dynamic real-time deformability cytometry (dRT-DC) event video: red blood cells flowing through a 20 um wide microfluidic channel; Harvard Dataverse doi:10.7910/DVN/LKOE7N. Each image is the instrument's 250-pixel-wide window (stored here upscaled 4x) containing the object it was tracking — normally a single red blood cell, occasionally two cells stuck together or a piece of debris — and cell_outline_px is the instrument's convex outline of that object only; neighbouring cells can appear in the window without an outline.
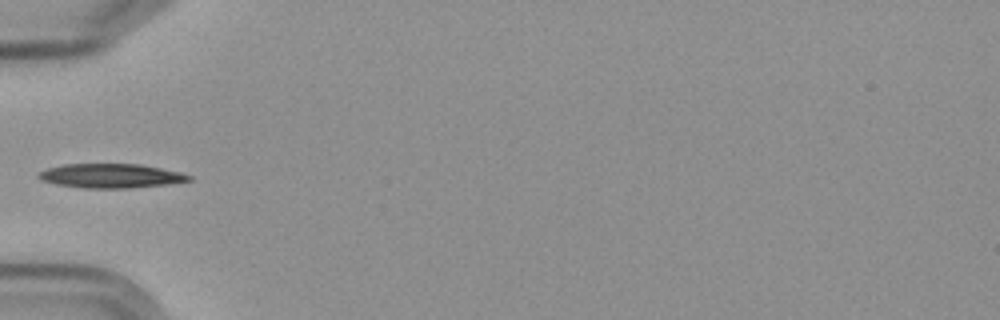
{"species": "Egyptian fruit bat (a non-hibernating species)", "species_latin": "Rousettus aegyptiacus", "temperature_condition": "cold", "stored_images_in_passage": 5, "camera_frame_rate_fps": 3000, "um_per_image_px": 0.085, "frame": {"image": 1, "passage_image": 5, "time_ms": 5.667, "image_size_px": [1000, 320], "cell_outline_px": [[192, 180], [168, 184], [128, 188], [84, 188], [56, 184], [40, 180], [36, 176], [40, 172], [48, 168], [64, 164], [140, 164], [180, 172], [192, 176]], "centroid_in_image_um": [9.41, 14.95], "position_along_channel_um": 75.6, "area_um2": 21.15}}